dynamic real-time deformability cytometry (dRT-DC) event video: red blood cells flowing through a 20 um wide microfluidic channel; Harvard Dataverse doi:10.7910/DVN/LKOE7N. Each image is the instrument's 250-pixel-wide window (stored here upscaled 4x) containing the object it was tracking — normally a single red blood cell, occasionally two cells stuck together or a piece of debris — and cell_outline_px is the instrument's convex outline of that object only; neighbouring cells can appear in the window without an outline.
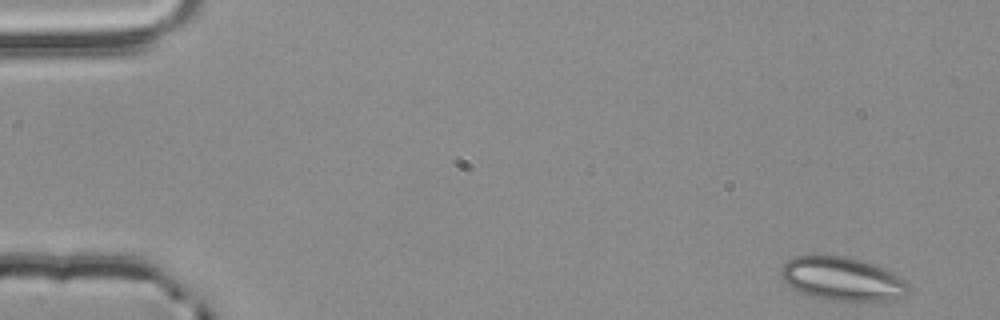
{"species": "common noctule bat (a hibernating species)", "species_latin": "Nyctalus noctula", "temperature_condition": "room temperature", "stored_images_in_passage": 52, "segment_of_instrument_passage": [1, 2], "camera_frame_rate_fps": 3000, "um_per_image_px": 0.085, "animal": {"sex": "male", "body_mass_g": 20.4}, "frame": {"image": 1, "passage_image": 1, "time_ms": 0.0, "image_size_px": [1000, 320], "cell_outline_px": [[912, 292], [904, 296], [884, 300], [856, 304], [824, 300], [800, 292], [792, 288], [780, 276], [780, 268], [788, 260], [796, 256], [844, 256], [860, 260], [884, 268], [908, 280], [912, 288]], "centroid_in_image_um": [71.66, 23.76], "position_along_channel_um": 13.3, "area_um2": 33.23}}